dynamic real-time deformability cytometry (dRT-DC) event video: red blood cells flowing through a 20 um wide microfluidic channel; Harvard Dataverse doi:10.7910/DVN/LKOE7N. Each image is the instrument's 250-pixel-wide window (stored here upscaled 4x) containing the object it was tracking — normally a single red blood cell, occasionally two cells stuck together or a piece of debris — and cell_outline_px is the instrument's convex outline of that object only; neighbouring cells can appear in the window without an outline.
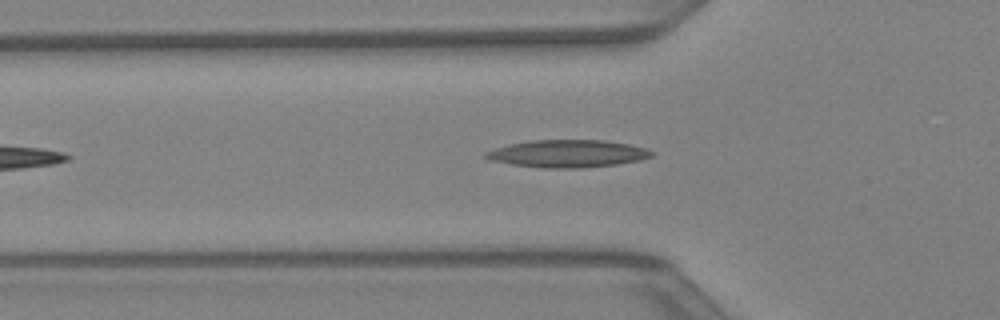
{"species": "Egyptian fruit bat (a non-hibernating species)", "species_latin": "Rousettus aegyptiacus", "temperature_condition": "warm", "stored_images_in_passage": 32, "camera_frame_rate_fps": 3000, "um_per_image_px": 0.085, "animal": {"sex": "female"}, "frame": {"image": 1, "passage_image": 6, "time_ms": 1.667, "image_size_px": [1000, 320], "cell_outline_px": [[656, 152], [652, 156], [640, 160], [616, 164], [580, 168], [544, 168], [512, 164], [488, 160], [484, 156], [484, 152], [508, 144], [532, 140], [604, 140], [628, 144], [644, 148]], "centroid_in_image_um": [48.23, 13.06], "position_along_channel_um": 77.6, "area_um2": 26.53}}
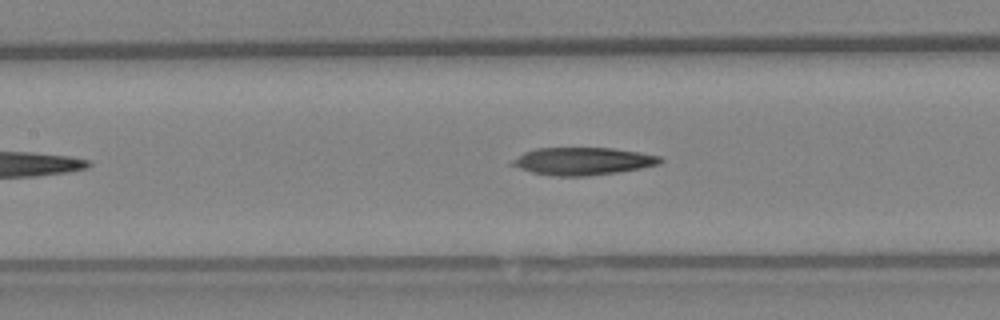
{"frame": {"image": 2, "passage_image": 11, "time_ms": 3.333, "image_size_px": [1000, 320], "cell_outline_px": [[664, 160], [660, 164], [640, 168], [616, 172], [588, 176], [552, 176], [532, 172], [508, 164], [512, 160], [524, 152], [536, 148], [612, 148], [640, 152], [660, 156]], "centroid_in_image_um": [49.53, 13.7], "position_along_channel_um": 157.9, "area_um2": 23.76}}
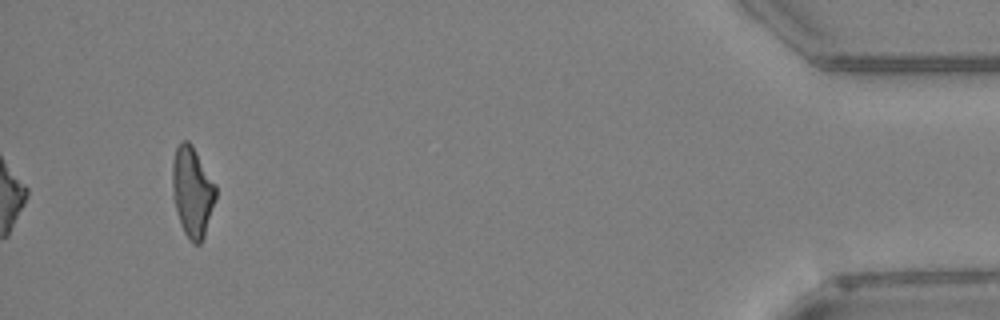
{"frame": {"image": 3, "passage_image": 32, "time_ms": 10.333, "image_size_px": [1000, 320], "cell_outline_px": [[216, 200], [204, 236], [200, 244], [192, 244], [184, 232], [180, 224], [172, 196], [172, 164], [176, 148], [180, 140], [188, 140], [192, 144], [216, 184]], "centroid_in_image_um": [16.34, 16.29], "position_along_channel_um": 418.9, "area_um2": 23.12}}